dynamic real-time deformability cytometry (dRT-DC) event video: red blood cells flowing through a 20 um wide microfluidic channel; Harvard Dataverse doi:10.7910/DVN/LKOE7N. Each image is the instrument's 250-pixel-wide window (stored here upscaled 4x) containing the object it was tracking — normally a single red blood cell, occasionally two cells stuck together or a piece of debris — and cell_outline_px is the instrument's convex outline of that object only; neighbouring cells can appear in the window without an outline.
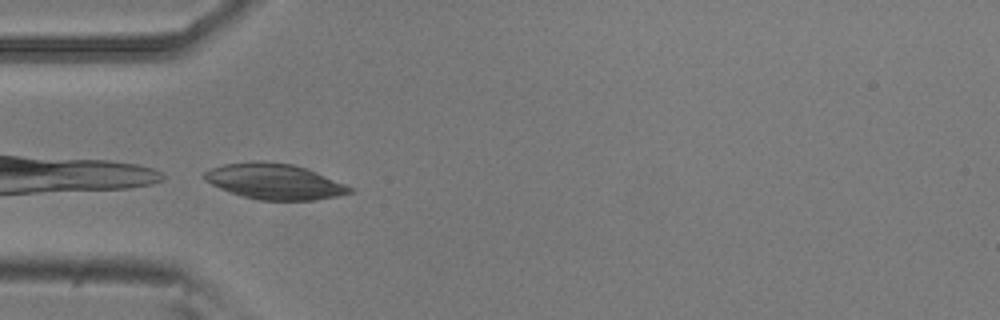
{"species": "common noctule bat (a hibernating species)", "species_latin": "Nyctalus noctula", "temperature_condition": "room temperature", "stored_images_in_passage": 34, "camera_frame_rate_fps": 3000, "um_per_image_px": 0.085, "animal": {"sex": "male", "body_mass_g": 20.5, "forearm_length_mm": 52.5}, "frame": {"image": 1, "passage_image": 1, "time_ms": 0.0, "image_size_px": [1000, 320], "cell_outline_px": [[352, 192], [336, 196], [316, 200], [260, 200], [244, 196], [220, 188], [204, 180], [204, 172], [212, 168], [224, 164], [252, 160], [260, 160], [292, 164], [316, 172], [344, 184], [352, 188]], "centroid_in_image_um": [23.3, 15.41], "position_along_channel_um": 61.7, "area_um2": 29.82}}
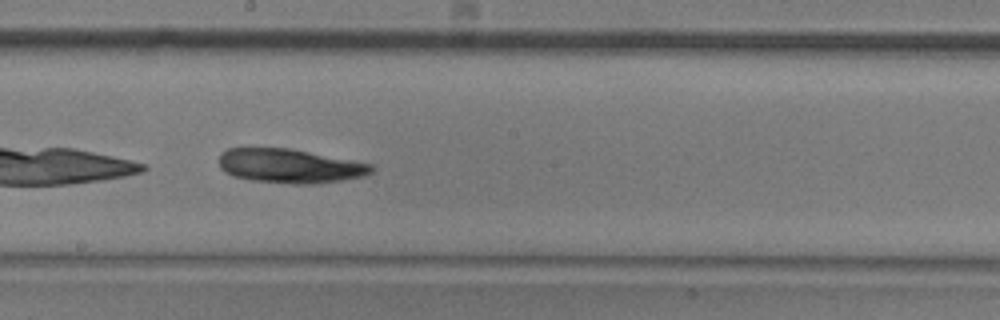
{"frame": {"image": 2, "passage_image": 14, "time_ms": 4.333, "image_size_px": [1000, 320], "cell_outline_px": [[372, 172], [364, 176], [340, 180], [312, 184], [292, 184], [252, 180], [232, 176], [224, 172], [220, 168], [220, 152], [228, 148], [288, 148], [372, 164]], "centroid_in_image_um": [24.58, 14.11], "position_along_channel_um": 223.6, "area_um2": 30.11}}
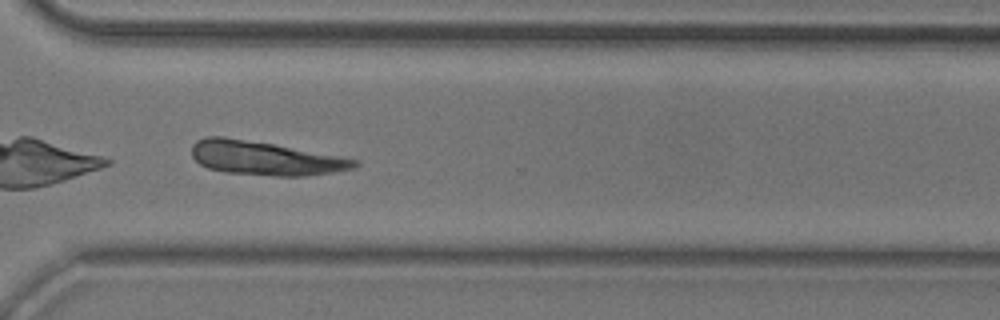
{"frame": {"image": 3, "passage_image": 24, "time_ms": 7.667, "image_size_px": [1000, 320], "cell_outline_px": [[360, 164], [356, 168], [332, 172], [304, 176], [276, 176], [224, 172], [208, 168], [200, 164], [192, 156], [192, 144], [196, 140], [204, 136], [224, 136], [272, 144], [360, 160]], "centroid_in_image_um": [22.5, 13.44], "position_along_channel_um": 348.1, "area_um2": 32.02}}